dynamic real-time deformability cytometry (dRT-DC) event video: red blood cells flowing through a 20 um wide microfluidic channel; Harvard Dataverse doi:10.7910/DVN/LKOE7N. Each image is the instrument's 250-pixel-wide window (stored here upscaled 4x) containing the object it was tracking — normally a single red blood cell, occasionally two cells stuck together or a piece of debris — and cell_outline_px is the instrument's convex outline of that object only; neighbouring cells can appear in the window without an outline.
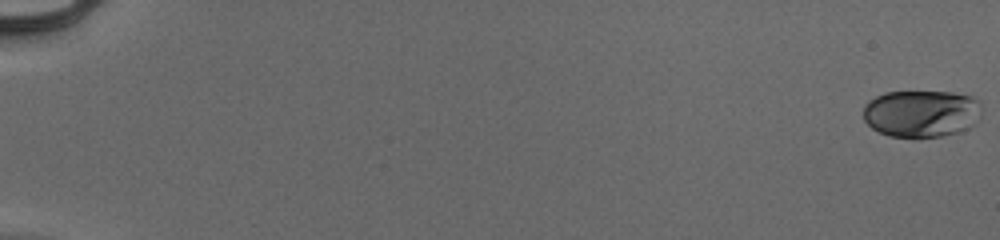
{"species": "human", "species_latin": "Homo sapiens", "temperature_condition": "cold", "stored_images_in_passage": 54, "camera_frame_rate_fps": 3000, "um_per_image_px": 0.085, "donor": {"sex": "male"}, "frame": {"image": 1, "passage_image": 1, "time_ms": 0.0, "image_size_px": [1000, 240], "cell_outline_px": [[980, 104], [972, 124], [968, 128], [956, 132], [940, 136], [888, 136], [872, 128], [864, 120], [864, 104], [868, 100], [884, 92], [952, 92], [972, 96], [980, 100]], "centroid_in_image_um": [78.25, 9.62], "position_along_channel_um": 6.8, "area_um2": 32.02}}
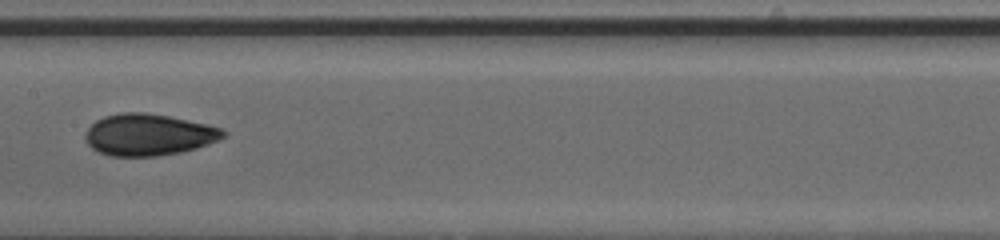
{"frame": {"image": 2, "passage_image": 31, "time_ms": 10.0, "image_size_px": [1000, 240], "cell_outline_px": [[228, 132], [220, 140], [196, 148], [180, 152], [156, 156], [112, 156], [100, 152], [92, 148], [84, 140], [84, 132], [96, 120], [104, 116], [120, 112], [144, 112], [168, 116], [208, 124], [224, 128]], "centroid_in_image_um": [12.64, 11.44], "position_along_channel_um": 194.8, "area_um2": 33.7}}
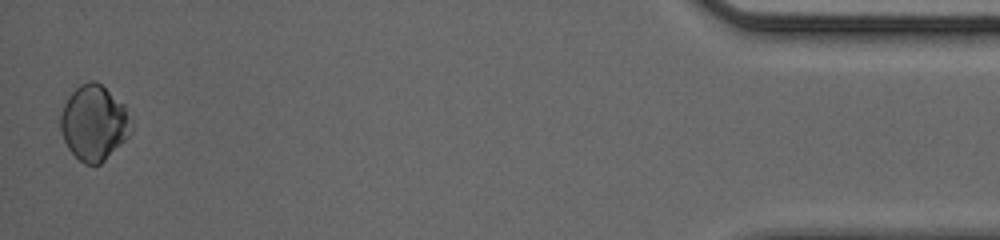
{"frame": {"image": 3, "passage_image": 54, "time_ms": 17.667, "image_size_px": [1000, 240], "cell_outline_px": [[132, 132], [100, 164], [84, 164], [68, 148], [64, 140], [60, 128], [60, 116], [64, 104], [68, 96], [80, 84], [88, 80], [96, 80], [124, 104], [132, 124]], "centroid_in_image_um": [7.98, 10.42], "position_along_channel_um": 427.2, "area_um2": 30.81}, "authors_computed_cell_mechanics": {"area_um2": 31.6166, "velocity_mm_per_s": 4.002, "shape_relaxation_time_tau1_ms": 3.7453, "shape_relaxation_time_tau2_ms": null, "deformation_change_tau1": 0.0795, "deformation_change_tau2": null}}